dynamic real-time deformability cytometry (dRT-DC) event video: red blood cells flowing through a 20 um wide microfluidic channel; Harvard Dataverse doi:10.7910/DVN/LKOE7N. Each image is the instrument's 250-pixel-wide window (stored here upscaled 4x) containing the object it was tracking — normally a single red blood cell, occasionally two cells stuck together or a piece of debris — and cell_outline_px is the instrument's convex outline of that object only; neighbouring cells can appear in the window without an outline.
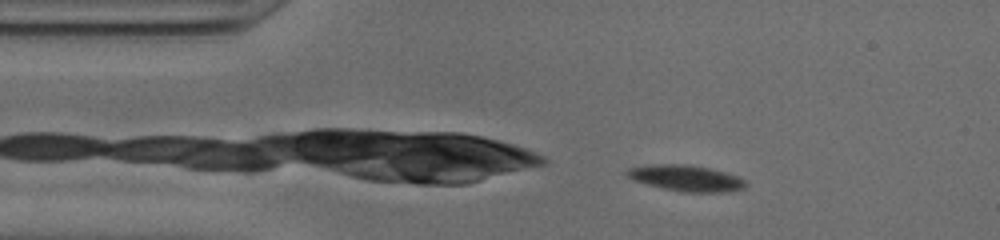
{"species": "common noctule bat (a hibernating species)", "species_latin": "Nyctalus noctula", "temperature_condition": "cold", "stored_images_in_passage": 48, "camera_frame_rate_fps": 3000, "um_per_image_px": 0.085, "animal": {"sex": "male", "body_mass_g": 20.0, "forearm_length_mm": 53.3}, "frame": {"image": 1, "passage_image": 3, "time_ms": 0.667, "image_size_px": [1000, 240], "cell_outline_px": [[748, 184], [744, 188], [728, 192], [684, 192], [664, 188], [632, 180], [624, 176], [624, 172], [628, 168], [652, 164], [680, 164], [708, 168], [724, 172], [736, 176], [744, 180]], "centroid_in_image_um": [58.27, 15.14], "position_along_channel_um": 26.7, "area_um2": 17.92}}
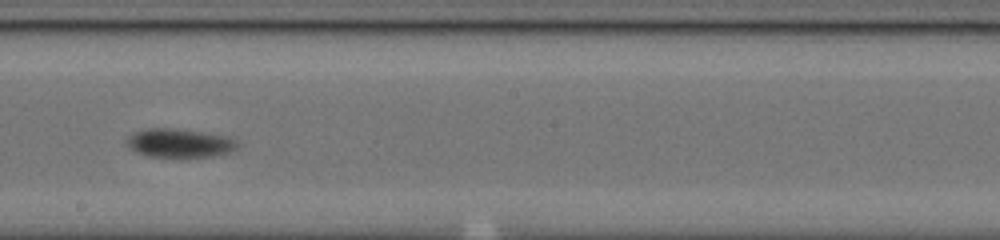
{"frame": {"image": 2, "passage_image": 23, "time_ms": 7.333, "image_size_px": [1000, 240], "cell_outline_px": [[240, 144], [232, 152], [212, 156], [184, 160], [176, 160], [148, 156], [136, 152], [124, 140], [128, 136], [136, 132], [148, 128], [176, 128], [228, 136], [236, 140]], "centroid_in_image_um": [15.29, 12.21], "position_along_channel_um": 232.9, "area_um2": 19.42}}
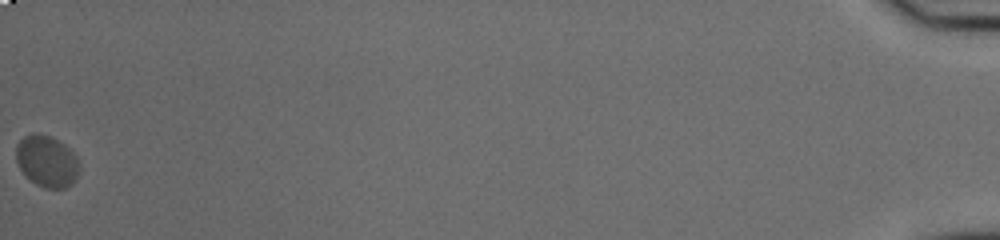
{"frame": {"image": 3, "passage_image": 48, "time_ms": 15.667, "image_size_px": [1000, 240], "cell_outline_px": [[80, 168], [72, 184], [64, 188], [44, 188], [36, 184], [24, 176], [16, 160], [16, 144], [24, 136], [32, 132], [48, 136], [64, 144], [80, 160]], "centroid_in_image_um": [3.97, 13.71], "position_along_channel_um": 431.2, "area_um2": 19.07}, "authors_computed_cell_mechanics": {"area_um2": 17.8313, "velocity_mm_per_s": 3.7674, "shape_relaxation_time_tau1_ms": 3.3686, "shape_relaxation_time_tau2_ms": 2.5164, "deformation_change_tau1": 0.0842, "deformation_change_tau2": 0.0392}}